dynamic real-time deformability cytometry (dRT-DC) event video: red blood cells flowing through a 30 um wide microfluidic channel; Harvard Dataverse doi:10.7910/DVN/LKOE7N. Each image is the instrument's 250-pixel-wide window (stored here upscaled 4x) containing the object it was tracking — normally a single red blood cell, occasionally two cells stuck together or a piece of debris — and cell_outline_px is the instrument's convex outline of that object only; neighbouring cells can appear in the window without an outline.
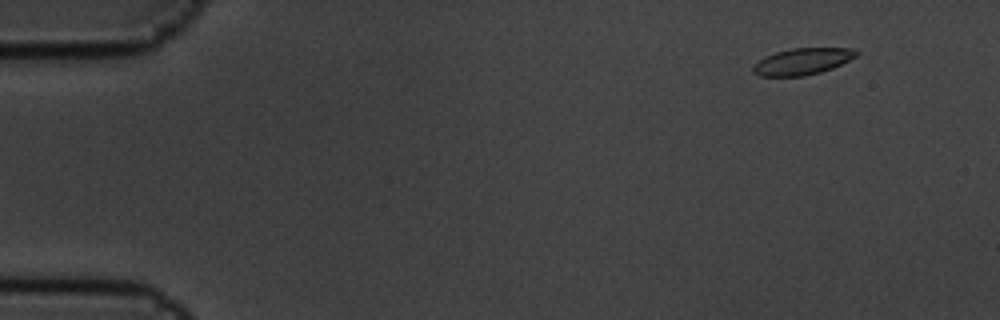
{"species": "common noctule bat (a hibernating species)", "species_latin": "Nyctalus noctula", "temperature_condition": "cold", "stored_images_in_passage": 7, "camera_frame_rate_fps": 3000, "um_per_image_px": 0.085, "animal": {"sex": "male", "body_mass_g": 19.5, "forearm_length_mm": 54.6}, "frame": {"image": 1, "passage_image": 1, "time_ms": 0.0, "image_size_px": [1000, 320], "cell_outline_px": [[860, 52], [856, 56], [832, 68], [820, 72], [804, 76], [760, 76], [752, 72], [752, 64], [764, 56], [776, 52], [792, 48], [848, 48]], "centroid_in_image_um": [68.14, 5.22], "position_along_channel_um": 16.9, "area_um2": 15.95}}
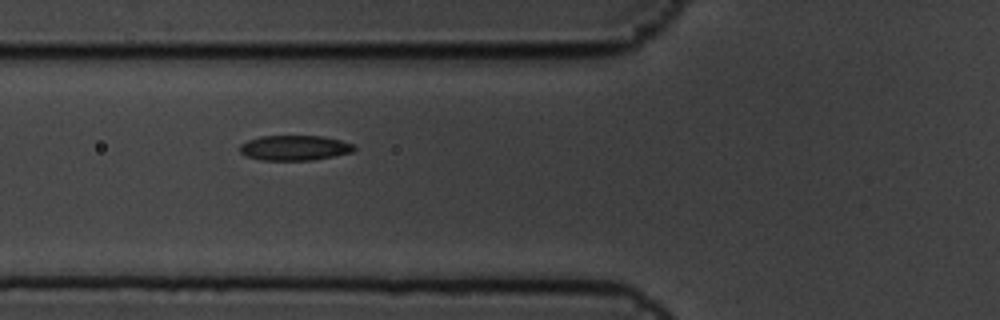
{"frame": {"image": 2, "passage_image": 6, "time_ms": 1.667, "image_size_px": [1000, 320], "cell_outline_px": [[356, 148], [352, 152], [312, 160], [260, 160], [244, 156], [240, 152], [240, 144], [248, 140], [260, 136], [324, 136], [356, 144]], "centroid_in_image_um": [25.03, 12.56], "position_along_channel_um": 100.8, "area_um2": 16.82}}
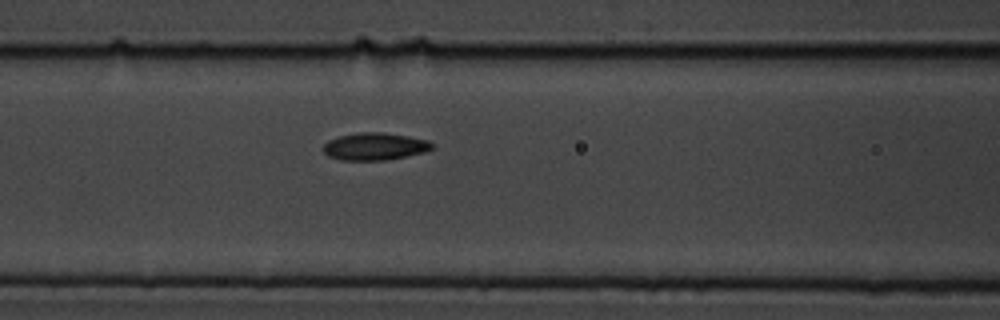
{"frame": {"image": 3, "passage_image": 7, "time_ms": 2.0, "image_size_px": [1000, 320], "cell_outline_px": [[432, 148], [424, 152], [388, 160], [340, 160], [328, 156], [324, 152], [324, 144], [328, 140], [340, 136], [360, 132], [384, 132], [408, 136], [428, 140], [432, 144]], "centroid_in_image_um": [31.84, 12.45], "position_along_channel_um": 134.8, "area_um2": 17.28}}